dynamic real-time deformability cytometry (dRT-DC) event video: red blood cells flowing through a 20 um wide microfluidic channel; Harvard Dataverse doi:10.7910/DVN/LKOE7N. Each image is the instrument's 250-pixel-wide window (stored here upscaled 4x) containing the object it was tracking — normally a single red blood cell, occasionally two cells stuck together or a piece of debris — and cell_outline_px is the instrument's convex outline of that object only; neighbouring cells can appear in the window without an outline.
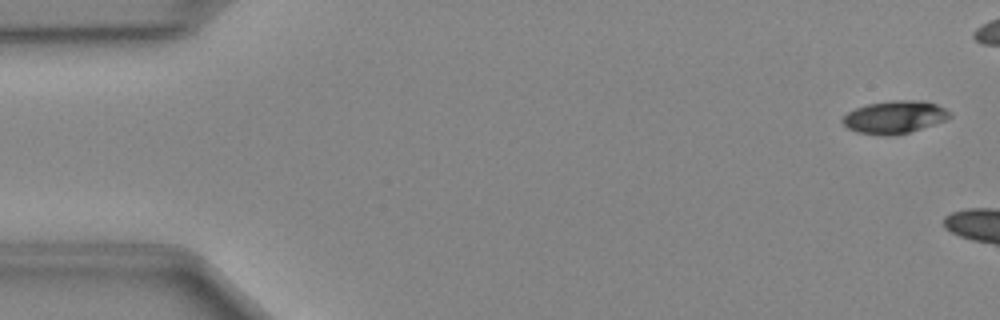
{"species": "Egyptian fruit bat (a non-hibernating species)", "species_latin": "Rousettus aegyptiacus", "temperature_condition": "cold", "stored_images_in_passage": 9, "camera_frame_rate_fps": 3000, "um_per_image_px": 0.085, "animal": {"sex": "female"}, "frame": {"image": 1, "passage_image": 2, "time_ms": 0.333, "image_size_px": [1000, 320], "cell_outline_px": [[952, 116], [944, 120], [908, 132], [892, 136], [884, 136], [856, 132], [848, 128], [840, 120], [848, 112], [856, 108], [868, 104], [892, 100], [924, 100], [936, 104], [952, 112]], "centroid_in_image_um": [76.03, 9.95], "position_along_channel_um": 9.0, "area_um2": 20.35}}